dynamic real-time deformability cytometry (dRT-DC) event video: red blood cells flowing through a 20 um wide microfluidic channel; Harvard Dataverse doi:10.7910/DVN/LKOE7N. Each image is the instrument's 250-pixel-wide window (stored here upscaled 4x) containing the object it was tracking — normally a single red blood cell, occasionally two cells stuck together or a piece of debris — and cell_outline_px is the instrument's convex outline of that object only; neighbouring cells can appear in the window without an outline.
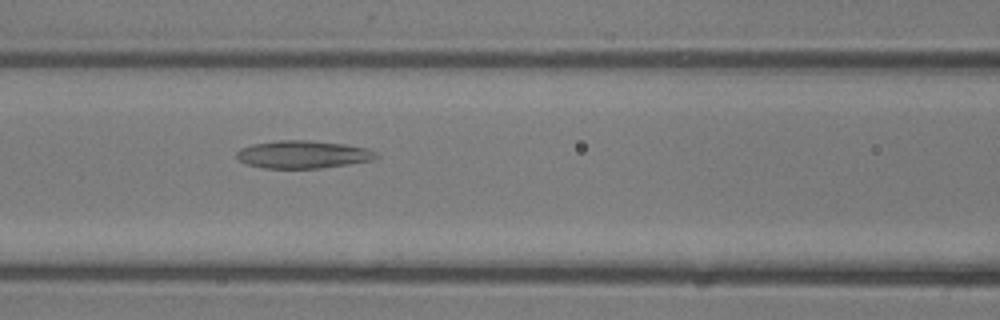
{"species": "common noctule bat (a hibernating species)", "species_latin": "Nyctalus noctula", "temperature_condition": "room temperature", "stored_images_in_passage": 34, "camera_frame_rate_fps": 3000, "um_per_image_px": 0.085, "animal": {"sex": "male", "body_mass_g": 13.3}, "frame": {"image": 1, "passage_image": 12, "time_ms": 3.667, "image_size_px": [1000, 320], "cell_outline_px": [[380, 156], [372, 160], [348, 164], [320, 168], [264, 168], [248, 164], [240, 160], [236, 156], [236, 152], [240, 148], [252, 144], [280, 140], [308, 140], [344, 144], [368, 148], [376, 152]], "centroid_in_image_um": [25.77, 13.12], "position_along_channel_um": 140.8, "area_um2": 22.48}}
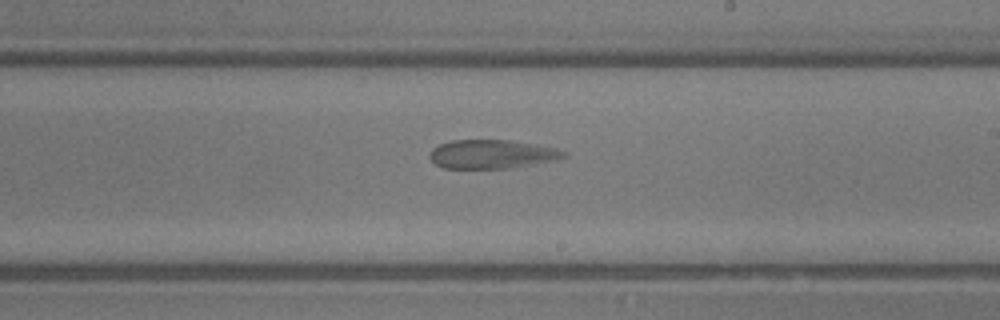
{"frame": {"image": 2, "passage_image": 18, "time_ms": 5.667, "image_size_px": [1000, 320], "cell_outline_px": [[568, 156], [552, 160], [508, 168], [444, 168], [436, 164], [428, 156], [432, 148], [440, 144], [452, 140], [508, 140], [556, 148], [568, 152]], "centroid_in_image_um": [41.78, 13.1], "position_along_channel_um": 247.2, "area_um2": 22.2}}
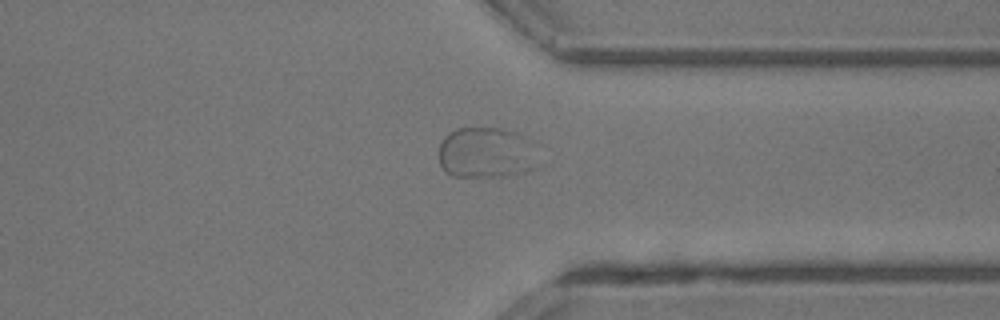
{"frame": {"image": 3, "passage_image": 25, "time_ms": 8.0, "image_size_px": [1000, 320], "cell_outline_px": [[520, 136], [508, 172], [500, 176], [452, 176], [444, 172], [440, 164], [440, 144], [444, 136], [448, 132], [456, 128], [504, 128], [516, 132]], "centroid_in_image_um": [40.63, 12.89], "position_along_channel_um": 370.8, "area_um2": 24.39}}